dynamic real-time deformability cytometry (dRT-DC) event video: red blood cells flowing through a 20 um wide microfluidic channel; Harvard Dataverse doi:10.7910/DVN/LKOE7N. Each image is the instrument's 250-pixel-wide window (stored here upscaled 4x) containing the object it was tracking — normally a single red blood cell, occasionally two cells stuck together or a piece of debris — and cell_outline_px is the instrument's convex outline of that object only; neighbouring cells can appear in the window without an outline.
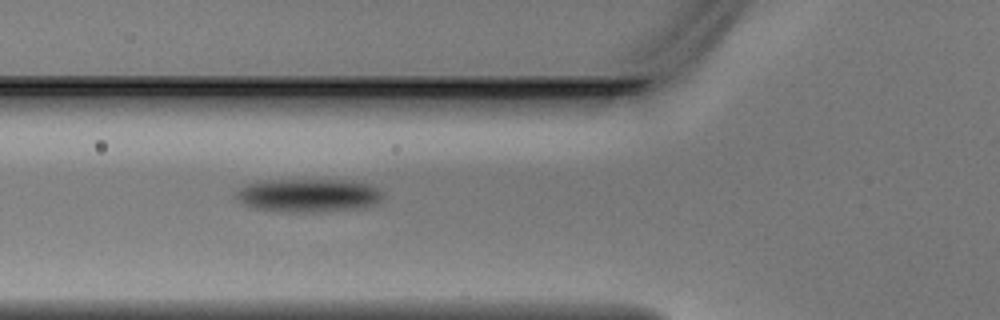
{"species": "Egyptian fruit bat (a non-hibernating species)", "species_latin": "Rousettus aegyptiacus", "temperature_condition": "warm", "stored_images_in_passage": 5, "camera_frame_rate_fps": 3000, "um_per_image_px": 0.085, "animal": {"sex": "male"}, "frame": {"image": 1, "passage_image": 5, "time_ms": 1.333, "image_size_px": [1000, 320], "cell_outline_px": [[380, 204], [356, 208], [312, 212], [284, 212], [252, 208], [236, 200], [236, 192], [248, 184], [272, 180], [340, 180], [368, 184], [380, 188]], "centroid_in_image_um": [26.2, 16.62], "position_along_channel_um": 99.6, "area_um2": 28.26}}